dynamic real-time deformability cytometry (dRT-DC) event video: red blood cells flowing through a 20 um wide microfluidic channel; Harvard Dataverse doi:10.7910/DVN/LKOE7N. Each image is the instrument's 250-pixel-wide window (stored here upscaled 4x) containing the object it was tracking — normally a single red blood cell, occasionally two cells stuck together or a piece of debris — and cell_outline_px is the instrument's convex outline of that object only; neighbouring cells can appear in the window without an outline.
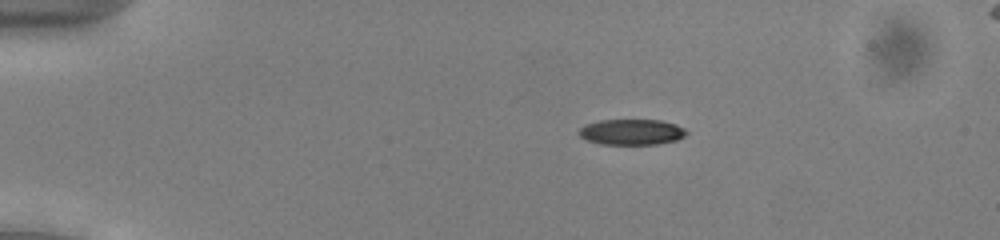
{"species": "common noctule bat (a hibernating species)", "species_latin": "Nyctalus noctula", "temperature_condition": "cold", "stored_images_in_passage": 52, "camera_frame_rate_fps": 3000, "um_per_image_px": 0.085, "animal": {"sex": "male", "body_mass_g": 13.0, "forearm_length_mm": 53.1}, "frame": {"image": 1, "passage_image": 10, "time_ms": 3.0, "image_size_px": [1000, 240], "cell_outline_px": [[688, 132], [684, 136], [676, 140], [656, 144], [600, 144], [588, 140], [580, 136], [576, 132], [584, 124], [600, 120], [660, 120], [676, 124], [684, 128]], "centroid_in_image_um": [53.66, 11.21], "position_along_channel_um": 31.3, "area_um2": 16.13}}
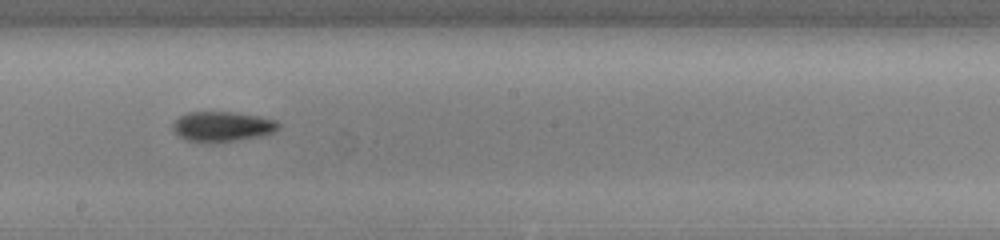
{"frame": {"image": 2, "passage_image": 30, "time_ms": 9.667, "image_size_px": [1000, 240], "cell_outline_px": [[280, 128], [276, 132], [264, 136], [240, 140], [212, 144], [184, 140], [172, 128], [172, 124], [180, 116], [188, 112], [232, 112], [260, 116], [276, 120], [280, 124]], "centroid_in_image_um": [18.94, 10.78], "position_along_channel_um": 229.3, "area_um2": 19.02}}
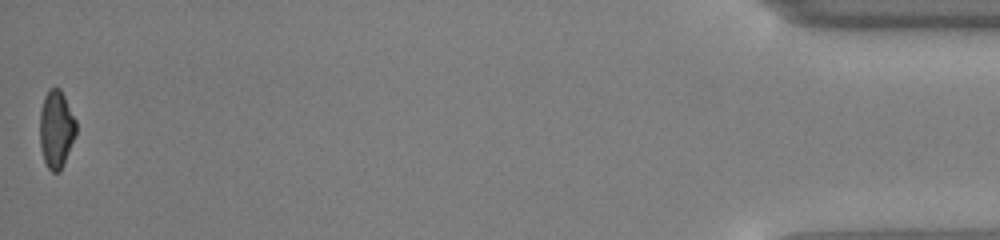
{"frame": {"image": 3, "passage_image": 52, "time_ms": 17.0, "image_size_px": [1000, 240], "cell_outline_px": [[76, 136], [64, 164], [60, 172], [52, 172], [48, 168], [44, 160], [40, 148], [40, 112], [44, 96], [48, 88], [60, 88], [76, 120]], "centroid_in_image_um": [4.78, 10.99], "position_along_channel_um": 430.4, "area_um2": 16.59}, "authors_computed_cell_mechanics": {"area_um2": 17.2533, "velocity_mm_per_s": 3.9649, "shape_relaxation_time_tau1_ms": 3.235, "shape_relaxation_time_tau2_ms": 5.6462, "deformation_change_tau1": 0.1218, "deformation_change_tau2": 0.1263}}